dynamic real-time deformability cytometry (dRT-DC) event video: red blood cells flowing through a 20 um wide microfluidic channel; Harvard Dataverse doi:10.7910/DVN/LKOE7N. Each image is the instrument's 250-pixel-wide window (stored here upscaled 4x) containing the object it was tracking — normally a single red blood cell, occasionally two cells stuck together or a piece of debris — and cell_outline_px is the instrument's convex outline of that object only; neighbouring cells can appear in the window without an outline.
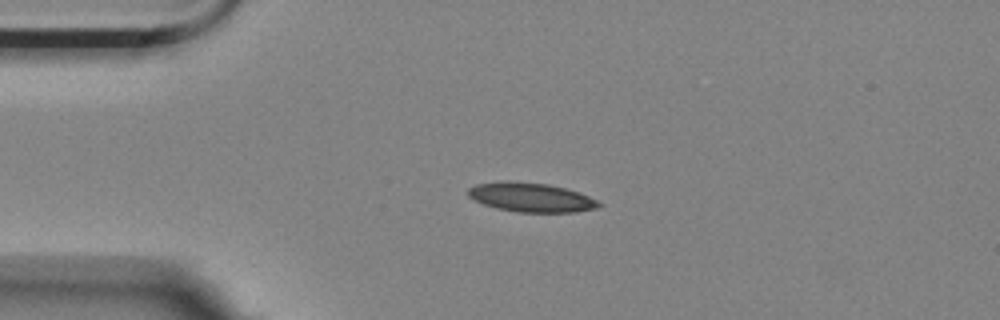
{"species": "Egyptian fruit bat (a non-hibernating species)", "species_latin": "Rousettus aegyptiacus", "temperature_condition": "room temperature", "stored_images_in_passage": 4, "camera_frame_rate_fps": 3000, "um_per_image_px": 0.085, "animal": {"sex": "female"}, "frame": {"image": 1, "passage_image": 3, "time_ms": 0.667, "image_size_px": [1000, 320], "cell_outline_px": [[604, 204], [596, 208], [576, 212], [516, 212], [496, 208], [484, 204], [468, 196], [468, 188], [476, 184], [508, 180], [548, 184], [564, 188], [588, 196]], "centroid_in_image_um": [45.12, 16.77], "position_along_channel_um": 39.9, "area_um2": 22.14}}